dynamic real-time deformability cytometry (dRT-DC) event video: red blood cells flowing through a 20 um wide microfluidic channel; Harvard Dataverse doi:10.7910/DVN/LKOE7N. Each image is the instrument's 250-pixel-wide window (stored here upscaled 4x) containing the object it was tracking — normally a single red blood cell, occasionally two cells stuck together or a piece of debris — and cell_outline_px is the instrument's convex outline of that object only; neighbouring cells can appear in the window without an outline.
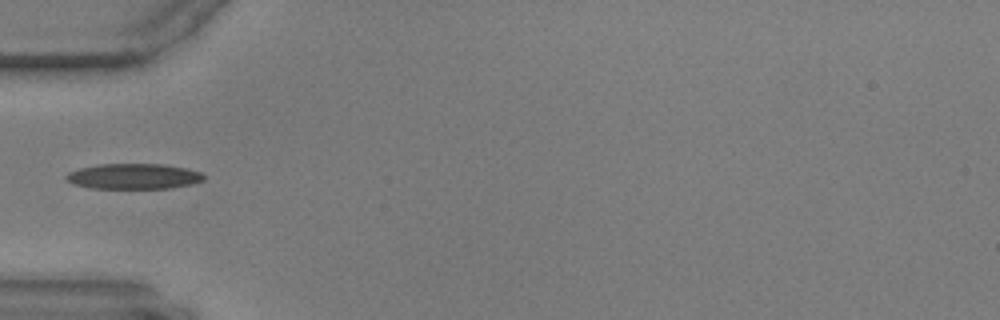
{"species": "common noctule bat (a hibernating species)", "species_latin": "Nyctalus noctula", "temperature_condition": "warm", "stored_images_in_passage": 39, "camera_frame_rate_fps": 3000, "um_per_image_px": 0.085, "animal": {"sex": "male", "body_mass_g": 17.9, "forearm_length_mm": 54.2}, "frame": {"image": 1, "passage_image": 1, "time_ms": 0.0, "image_size_px": [1000, 320], "cell_outline_px": [[204, 180], [192, 184], [168, 188], [92, 188], [72, 184], [64, 180], [64, 176], [68, 172], [80, 168], [100, 164], [160, 164], [184, 168], [200, 172], [204, 176]], "centroid_in_image_um": [11.3, 14.99], "position_along_channel_um": 73.7, "area_um2": 20.35}}
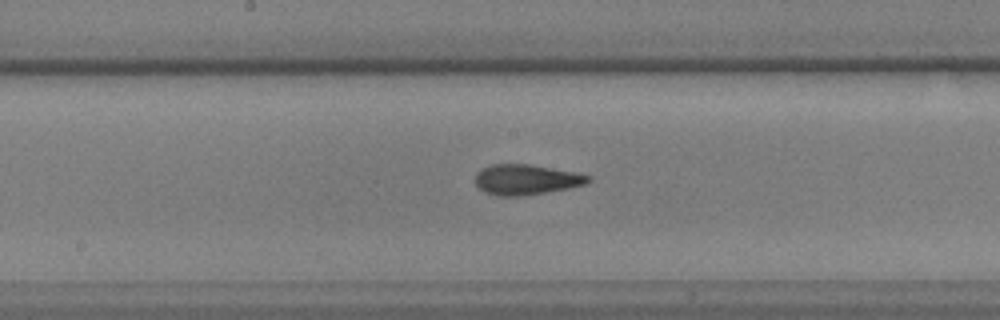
{"frame": {"image": 2, "passage_image": 12, "time_ms": 3.667, "image_size_px": [1000, 320], "cell_outline_px": [[592, 180], [584, 184], [568, 188], [520, 196], [496, 196], [484, 192], [476, 184], [476, 172], [480, 168], [492, 164], [532, 164], [576, 172], [592, 176]], "centroid_in_image_um": [44.71, 15.25], "position_along_channel_um": 203.5, "area_um2": 20.06}}
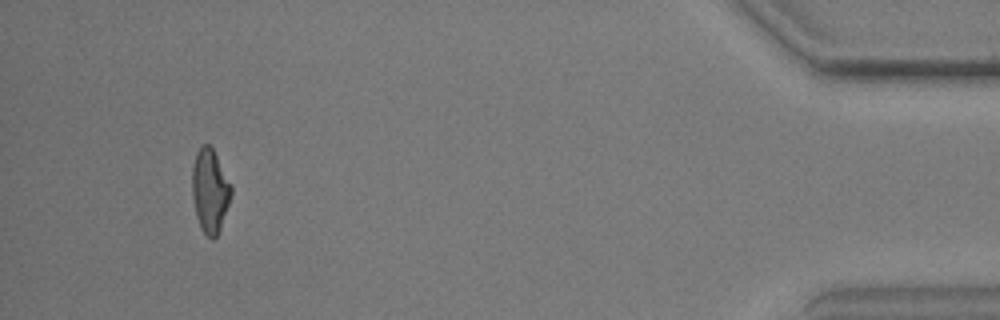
{"frame": {"image": 3, "passage_image": 36, "time_ms": 11.667, "image_size_px": [1000, 320], "cell_outline_px": [[232, 192], [220, 228], [216, 236], [212, 240], [200, 228], [196, 216], [192, 196], [192, 168], [196, 152], [204, 144], [208, 144], [212, 148], [232, 184]], "centroid_in_image_um": [17.84, 16.2], "position_along_channel_um": 417.4, "area_um2": 18.9}}